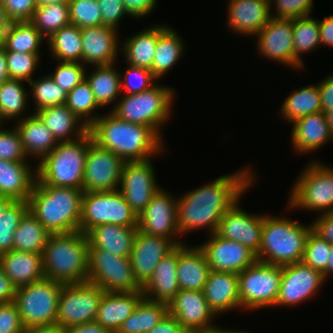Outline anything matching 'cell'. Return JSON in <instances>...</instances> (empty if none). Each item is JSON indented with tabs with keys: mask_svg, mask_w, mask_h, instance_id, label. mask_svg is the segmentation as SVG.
I'll return each mask as SVG.
<instances>
[{
	"mask_svg": "<svg viewBox=\"0 0 333 333\" xmlns=\"http://www.w3.org/2000/svg\"><path fill=\"white\" fill-rule=\"evenodd\" d=\"M167 309L187 333L217 326L213 320L217 315L209 307L203 291L179 290L168 302Z\"/></svg>",
	"mask_w": 333,
	"mask_h": 333,
	"instance_id": "cell-21",
	"label": "cell"
},
{
	"mask_svg": "<svg viewBox=\"0 0 333 333\" xmlns=\"http://www.w3.org/2000/svg\"><path fill=\"white\" fill-rule=\"evenodd\" d=\"M101 15L102 25L119 30V24L125 15L130 16L125 9L123 0H97ZM120 22V23H119Z\"/></svg>",
	"mask_w": 333,
	"mask_h": 333,
	"instance_id": "cell-57",
	"label": "cell"
},
{
	"mask_svg": "<svg viewBox=\"0 0 333 333\" xmlns=\"http://www.w3.org/2000/svg\"><path fill=\"white\" fill-rule=\"evenodd\" d=\"M45 278L64 284L88 279L89 241L82 231L50 234L42 253Z\"/></svg>",
	"mask_w": 333,
	"mask_h": 333,
	"instance_id": "cell-3",
	"label": "cell"
},
{
	"mask_svg": "<svg viewBox=\"0 0 333 333\" xmlns=\"http://www.w3.org/2000/svg\"><path fill=\"white\" fill-rule=\"evenodd\" d=\"M63 333H111L104 327H102L98 322H88L68 328L63 331Z\"/></svg>",
	"mask_w": 333,
	"mask_h": 333,
	"instance_id": "cell-65",
	"label": "cell"
},
{
	"mask_svg": "<svg viewBox=\"0 0 333 333\" xmlns=\"http://www.w3.org/2000/svg\"><path fill=\"white\" fill-rule=\"evenodd\" d=\"M137 227L104 224L92 228L86 235L89 248L105 249L113 255L130 258Z\"/></svg>",
	"mask_w": 333,
	"mask_h": 333,
	"instance_id": "cell-34",
	"label": "cell"
},
{
	"mask_svg": "<svg viewBox=\"0 0 333 333\" xmlns=\"http://www.w3.org/2000/svg\"><path fill=\"white\" fill-rule=\"evenodd\" d=\"M304 167L289 191L285 210L333 212V166L314 160Z\"/></svg>",
	"mask_w": 333,
	"mask_h": 333,
	"instance_id": "cell-8",
	"label": "cell"
},
{
	"mask_svg": "<svg viewBox=\"0 0 333 333\" xmlns=\"http://www.w3.org/2000/svg\"><path fill=\"white\" fill-rule=\"evenodd\" d=\"M89 128L92 140L124 161H143L164 153L163 139L150 127L118 118L110 110Z\"/></svg>",
	"mask_w": 333,
	"mask_h": 333,
	"instance_id": "cell-2",
	"label": "cell"
},
{
	"mask_svg": "<svg viewBox=\"0 0 333 333\" xmlns=\"http://www.w3.org/2000/svg\"><path fill=\"white\" fill-rule=\"evenodd\" d=\"M70 23L79 28L102 25V15L97 0H69Z\"/></svg>",
	"mask_w": 333,
	"mask_h": 333,
	"instance_id": "cell-50",
	"label": "cell"
},
{
	"mask_svg": "<svg viewBox=\"0 0 333 333\" xmlns=\"http://www.w3.org/2000/svg\"><path fill=\"white\" fill-rule=\"evenodd\" d=\"M24 333H63L61 329L56 326L53 327H39V328H27Z\"/></svg>",
	"mask_w": 333,
	"mask_h": 333,
	"instance_id": "cell-68",
	"label": "cell"
},
{
	"mask_svg": "<svg viewBox=\"0 0 333 333\" xmlns=\"http://www.w3.org/2000/svg\"><path fill=\"white\" fill-rule=\"evenodd\" d=\"M157 41L158 24L123 40L120 53L126 58V64L152 71Z\"/></svg>",
	"mask_w": 333,
	"mask_h": 333,
	"instance_id": "cell-36",
	"label": "cell"
},
{
	"mask_svg": "<svg viewBox=\"0 0 333 333\" xmlns=\"http://www.w3.org/2000/svg\"><path fill=\"white\" fill-rule=\"evenodd\" d=\"M1 4L11 22L30 21L37 7L36 0H1Z\"/></svg>",
	"mask_w": 333,
	"mask_h": 333,
	"instance_id": "cell-56",
	"label": "cell"
},
{
	"mask_svg": "<svg viewBox=\"0 0 333 333\" xmlns=\"http://www.w3.org/2000/svg\"><path fill=\"white\" fill-rule=\"evenodd\" d=\"M143 297L142 291L104 292L95 321L109 332L117 333Z\"/></svg>",
	"mask_w": 333,
	"mask_h": 333,
	"instance_id": "cell-30",
	"label": "cell"
},
{
	"mask_svg": "<svg viewBox=\"0 0 333 333\" xmlns=\"http://www.w3.org/2000/svg\"><path fill=\"white\" fill-rule=\"evenodd\" d=\"M119 30L101 25L81 28L82 64L100 66L116 64L121 43ZM117 59V60H116Z\"/></svg>",
	"mask_w": 333,
	"mask_h": 333,
	"instance_id": "cell-23",
	"label": "cell"
},
{
	"mask_svg": "<svg viewBox=\"0 0 333 333\" xmlns=\"http://www.w3.org/2000/svg\"><path fill=\"white\" fill-rule=\"evenodd\" d=\"M321 111V96L316 83L293 90L287 95L280 109V116L291 124L301 117Z\"/></svg>",
	"mask_w": 333,
	"mask_h": 333,
	"instance_id": "cell-38",
	"label": "cell"
},
{
	"mask_svg": "<svg viewBox=\"0 0 333 333\" xmlns=\"http://www.w3.org/2000/svg\"><path fill=\"white\" fill-rule=\"evenodd\" d=\"M24 331L16 304L0 303V333H24Z\"/></svg>",
	"mask_w": 333,
	"mask_h": 333,
	"instance_id": "cell-58",
	"label": "cell"
},
{
	"mask_svg": "<svg viewBox=\"0 0 333 333\" xmlns=\"http://www.w3.org/2000/svg\"><path fill=\"white\" fill-rule=\"evenodd\" d=\"M10 79L7 72L6 50L0 43V84Z\"/></svg>",
	"mask_w": 333,
	"mask_h": 333,
	"instance_id": "cell-66",
	"label": "cell"
},
{
	"mask_svg": "<svg viewBox=\"0 0 333 333\" xmlns=\"http://www.w3.org/2000/svg\"><path fill=\"white\" fill-rule=\"evenodd\" d=\"M326 280L323 274L303 262L282 266V279L276 307H292L316 296Z\"/></svg>",
	"mask_w": 333,
	"mask_h": 333,
	"instance_id": "cell-17",
	"label": "cell"
},
{
	"mask_svg": "<svg viewBox=\"0 0 333 333\" xmlns=\"http://www.w3.org/2000/svg\"><path fill=\"white\" fill-rule=\"evenodd\" d=\"M0 126V159L12 162H29L24 151L20 134L15 127L8 129Z\"/></svg>",
	"mask_w": 333,
	"mask_h": 333,
	"instance_id": "cell-53",
	"label": "cell"
},
{
	"mask_svg": "<svg viewBox=\"0 0 333 333\" xmlns=\"http://www.w3.org/2000/svg\"><path fill=\"white\" fill-rule=\"evenodd\" d=\"M313 2L314 0H269L271 18L295 19L310 16L314 8Z\"/></svg>",
	"mask_w": 333,
	"mask_h": 333,
	"instance_id": "cell-55",
	"label": "cell"
},
{
	"mask_svg": "<svg viewBox=\"0 0 333 333\" xmlns=\"http://www.w3.org/2000/svg\"><path fill=\"white\" fill-rule=\"evenodd\" d=\"M0 267L16 288L45 278L39 253L12 250L0 254Z\"/></svg>",
	"mask_w": 333,
	"mask_h": 333,
	"instance_id": "cell-31",
	"label": "cell"
},
{
	"mask_svg": "<svg viewBox=\"0 0 333 333\" xmlns=\"http://www.w3.org/2000/svg\"><path fill=\"white\" fill-rule=\"evenodd\" d=\"M322 111L333 109V74L318 82Z\"/></svg>",
	"mask_w": 333,
	"mask_h": 333,
	"instance_id": "cell-61",
	"label": "cell"
},
{
	"mask_svg": "<svg viewBox=\"0 0 333 333\" xmlns=\"http://www.w3.org/2000/svg\"><path fill=\"white\" fill-rule=\"evenodd\" d=\"M58 142L73 141L88 132L82 122L65 104L46 107L35 112Z\"/></svg>",
	"mask_w": 333,
	"mask_h": 333,
	"instance_id": "cell-33",
	"label": "cell"
},
{
	"mask_svg": "<svg viewBox=\"0 0 333 333\" xmlns=\"http://www.w3.org/2000/svg\"><path fill=\"white\" fill-rule=\"evenodd\" d=\"M168 313L167 303L142 298L117 333H147Z\"/></svg>",
	"mask_w": 333,
	"mask_h": 333,
	"instance_id": "cell-41",
	"label": "cell"
},
{
	"mask_svg": "<svg viewBox=\"0 0 333 333\" xmlns=\"http://www.w3.org/2000/svg\"><path fill=\"white\" fill-rule=\"evenodd\" d=\"M228 30L242 36L255 37L270 21L269 0H228Z\"/></svg>",
	"mask_w": 333,
	"mask_h": 333,
	"instance_id": "cell-24",
	"label": "cell"
},
{
	"mask_svg": "<svg viewBox=\"0 0 333 333\" xmlns=\"http://www.w3.org/2000/svg\"><path fill=\"white\" fill-rule=\"evenodd\" d=\"M49 236L47 229L28 210L14 233V250L42 254Z\"/></svg>",
	"mask_w": 333,
	"mask_h": 333,
	"instance_id": "cell-43",
	"label": "cell"
},
{
	"mask_svg": "<svg viewBox=\"0 0 333 333\" xmlns=\"http://www.w3.org/2000/svg\"><path fill=\"white\" fill-rule=\"evenodd\" d=\"M205 241L198 245L206 255L210 270L239 274L257 261L256 254L249 248L216 233Z\"/></svg>",
	"mask_w": 333,
	"mask_h": 333,
	"instance_id": "cell-20",
	"label": "cell"
},
{
	"mask_svg": "<svg viewBox=\"0 0 333 333\" xmlns=\"http://www.w3.org/2000/svg\"><path fill=\"white\" fill-rule=\"evenodd\" d=\"M104 224L138 227V216L118 190L83 192L79 230L87 234Z\"/></svg>",
	"mask_w": 333,
	"mask_h": 333,
	"instance_id": "cell-10",
	"label": "cell"
},
{
	"mask_svg": "<svg viewBox=\"0 0 333 333\" xmlns=\"http://www.w3.org/2000/svg\"><path fill=\"white\" fill-rule=\"evenodd\" d=\"M25 82L21 79H8L0 85V122L2 124L10 119L14 123L16 120H23L26 117L25 114H28L25 111L28 110L31 100L29 91L24 86Z\"/></svg>",
	"mask_w": 333,
	"mask_h": 333,
	"instance_id": "cell-39",
	"label": "cell"
},
{
	"mask_svg": "<svg viewBox=\"0 0 333 333\" xmlns=\"http://www.w3.org/2000/svg\"><path fill=\"white\" fill-rule=\"evenodd\" d=\"M82 194L80 189L36 182L27 202L50 234L71 233L79 231Z\"/></svg>",
	"mask_w": 333,
	"mask_h": 333,
	"instance_id": "cell-4",
	"label": "cell"
},
{
	"mask_svg": "<svg viewBox=\"0 0 333 333\" xmlns=\"http://www.w3.org/2000/svg\"><path fill=\"white\" fill-rule=\"evenodd\" d=\"M45 38L70 24L68 3L37 5L29 21Z\"/></svg>",
	"mask_w": 333,
	"mask_h": 333,
	"instance_id": "cell-44",
	"label": "cell"
},
{
	"mask_svg": "<svg viewBox=\"0 0 333 333\" xmlns=\"http://www.w3.org/2000/svg\"><path fill=\"white\" fill-rule=\"evenodd\" d=\"M30 97L34 102V110L36 111L52 106L64 105L67 99V93L59 87L55 81L46 73L45 76H39L28 83Z\"/></svg>",
	"mask_w": 333,
	"mask_h": 333,
	"instance_id": "cell-47",
	"label": "cell"
},
{
	"mask_svg": "<svg viewBox=\"0 0 333 333\" xmlns=\"http://www.w3.org/2000/svg\"><path fill=\"white\" fill-rule=\"evenodd\" d=\"M37 5L51 4V3H69V0H36Z\"/></svg>",
	"mask_w": 333,
	"mask_h": 333,
	"instance_id": "cell-73",
	"label": "cell"
},
{
	"mask_svg": "<svg viewBox=\"0 0 333 333\" xmlns=\"http://www.w3.org/2000/svg\"><path fill=\"white\" fill-rule=\"evenodd\" d=\"M293 41L294 57L304 66L301 55L321 47L318 19L310 16L293 19Z\"/></svg>",
	"mask_w": 333,
	"mask_h": 333,
	"instance_id": "cell-46",
	"label": "cell"
},
{
	"mask_svg": "<svg viewBox=\"0 0 333 333\" xmlns=\"http://www.w3.org/2000/svg\"><path fill=\"white\" fill-rule=\"evenodd\" d=\"M179 35L169 25H158V41L151 72L159 81L184 54L186 46Z\"/></svg>",
	"mask_w": 333,
	"mask_h": 333,
	"instance_id": "cell-35",
	"label": "cell"
},
{
	"mask_svg": "<svg viewBox=\"0 0 333 333\" xmlns=\"http://www.w3.org/2000/svg\"><path fill=\"white\" fill-rule=\"evenodd\" d=\"M238 333H248V332H246V331H241V330H240Z\"/></svg>",
	"mask_w": 333,
	"mask_h": 333,
	"instance_id": "cell-74",
	"label": "cell"
},
{
	"mask_svg": "<svg viewBox=\"0 0 333 333\" xmlns=\"http://www.w3.org/2000/svg\"><path fill=\"white\" fill-rule=\"evenodd\" d=\"M103 294L99 286L87 281L62 285L55 326L64 331L95 321Z\"/></svg>",
	"mask_w": 333,
	"mask_h": 333,
	"instance_id": "cell-13",
	"label": "cell"
},
{
	"mask_svg": "<svg viewBox=\"0 0 333 333\" xmlns=\"http://www.w3.org/2000/svg\"><path fill=\"white\" fill-rule=\"evenodd\" d=\"M13 202L11 198L0 196V215L3 214L5 209Z\"/></svg>",
	"mask_w": 333,
	"mask_h": 333,
	"instance_id": "cell-71",
	"label": "cell"
},
{
	"mask_svg": "<svg viewBox=\"0 0 333 333\" xmlns=\"http://www.w3.org/2000/svg\"><path fill=\"white\" fill-rule=\"evenodd\" d=\"M333 274V245H331V249H330V255L328 257V262H327V266H326V270L323 273V277L327 282V279H329V277H332Z\"/></svg>",
	"mask_w": 333,
	"mask_h": 333,
	"instance_id": "cell-69",
	"label": "cell"
},
{
	"mask_svg": "<svg viewBox=\"0 0 333 333\" xmlns=\"http://www.w3.org/2000/svg\"><path fill=\"white\" fill-rule=\"evenodd\" d=\"M46 38L29 22H11L2 37L6 51L41 54L40 47Z\"/></svg>",
	"mask_w": 333,
	"mask_h": 333,
	"instance_id": "cell-42",
	"label": "cell"
},
{
	"mask_svg": "<svg viewBox=\"0 0 333 333\" xmlns=\"http://www.w3.org/2000/svg\"><path fill=\"white\" fill-rule=\"evenodd\" d=\"M299 222L288 217L264 214L257 260L280 266L302 262L312 224Z\"/></svg>",
	"mask_w": 333,
	"mask_h": 333,
	"instance_id": "cell-5",
	"label": "cell"
},
{
	"mask_svg": "<svg viewBox=\"0 0 333 333\" xmlns=\"http://www.w3.org/2000/svg\"><path fill=\"white\" fill-rule=\"evenodd\" d=\"M41 54L6 51L7 72L10 79H21L29 83L38 69Z\"/></svg>",
	"mask_w": 333,
	"mask_h": 333,
	"instance_id": "cell-49",
	"label": "cell"
},
{
	"mask_svg": "<svg viewBox=\"0 0 333 333\" xmlns=\"http://www.w3.org/2000/svg\"><path fill=\"white\" fill-rule=\"evenodd\" d=\"M127 70L121 74L122 94H137L154 86L158 79L151 71L126 64Z\"/></svg>",
	"mask_w": 333,
	"mask_h": 333,
	"instance_id": "cell-52",
	"label": "cell"
},
{
	"mask_svg": "<svg viewBox=\"0 0 333 333\" xmlns=\"http://www.w3.org/2000/svg\"><path fill=\"white\" fill-rule=\"evenodd\" d=\"M17 288L0 267V303L14 302Z\"/></svg>",
	"mask_w": 333,
	"mask_h": 333,
	"instance_id": "cell-63",
	"label": "cell"
},
{
	"mask_svg": "<svg viewBox=\"0 0 333 333\" xmlns=\"http://www.w3.org/2000/svg\"><path fill=\"white\" fill-rule=\"evenodd\" d=\"M325 114H326V117H327V120H328L330 131H331L332 136H333V109L327 110L325 112Z\"/></svg>",
	"mask_w": 333,
	"mask_h": 333,
	"instance_id": "cell-72",
	"label": "cell"
},
{
	"mask_svg": "<svg viewBox=\"0 0 333 333\" xmlns=\"http://www.w3.org/2000/svg\"><path fill=\"white\" fill-rule=\"evenodd\" d=\"M58 62L50 77L66 93L70 92L76 85L85 80L86 66L79 62Z\"/></svg>",
	"mask_w": 333,
	"mask_h": 333,
	"instance_id": "cell-54",
	"label": "cell"
},
{
	"mask_svg": "<svg viewBox=\"0 0 333 333\" xmlns=\"http://www.w3.org/2000/svg\"><path fill=\"white\" fill-rule=\"evenodd\" d=\"M311 224L317 234L333 245V212L318 214Z\"/></svg>",
	"mask_w": 333,
	"mask_h": 333,
	"instance_id": "cell-60",
	"label": "cell"
},
{
	"mask_svg": "<svg viewBox=\"0 0 333 333\" xmlns=\"http://www.w3.org/2000/svg\"><path fill=\"white\" fill-rule=\"evenodd\" d=\"M13 125L20 134L28 158H34L40 162L59 143L35 113H29L23 120H18Z\"/></svg>",
	"mask_w": 333,
	"mask_h": 333,
	"instance_id": "cell-32",
	"label": "cell"
},
{
	"mask_svg": "<svg viewBox=\"0 0 333 333\" xmlns=\"http://www.w3.org/2000/svg\"><path fill=\"white\" fill-rule=\"evenodd\" d=\"M28 210L27 201H13L0 215V254L14 250V233Z\"/></svg>",
	"mask_w": 333,
	"mask_h": 333,
	"instance_id": "cell-48",
	"label": "cell"
},
{
	"mask_svg": "<svg viewBox=\"0 0 333 333\" xmlns=\"http://www.w3.org/2000/svg\"><path fill=\"white\" fill-rule=\"evenodd\" d=\"M125 161L93 140L87 150L83 192L118 190Z\"/></svg>",
	"mask_w": 333,
	"mask_h": 333,
	"instance_id": "cell-16",
	"label": "cell"
},
{
	"mask_svg": "<svg viewBox=\"0 0 333 333\" xmlns=\"http://www.w3.org/2000/svg\"><path fill=\"white\" fill-rule=\"evenodd\" d=\"M203 293L216 315L240 309L238 274L210 270Z\"/></svg>",
	"mask_w": 333,
	"mask_h": 333,
	"instance_id": "cell-26",
	"label": "cell"
},
{
	"mask_svg": "<svg viewBox=\"0 0 333 333\" xmlns=\"http://www.w3.org/2000/svg\"><path fill=\"white\" fill-rule=\"evenodd\" d=\"M177 215V195L160 188L138 215L137 229L147 235L168 238L175 245L186 243L179 237Z\"/></svg>",
	"mask_w": 333,
	"mask_h": 333,
	"instance_id": "cell-14",
	"label": "cell"
},
{
	"mask_svg": "<svg viewBox=\"0 0 333 333\" xmlns=\"http://www.w3.org/2000/svg\"><path fill=\"white\" fill-rule=\"evenodd\" d=\"M176 245L168 238L147 235L137 229L130 261L137 282L143 287L152 277L160 260Z\"/></svg>",
	"mask_w": 333,
	"mask_h": 333,
	"instance_id": "cell-22",
	"label": "cell"
},
{
	"mask_svg": "<svg viewBox=\"0 0 333 333\" xmlns=\"http://www.w3.org/2000/svg\"><path fill=\"white\" fill-rule=\"evenodd\" d=\"M240 200L241 198L223 215L216 234L241 243L257 255L261 245L264 214L245 212L240 206Z\"/></svg>",
	"mask_w": 333,
	"mask_h": 333,
	"instance_id": "cell-19",
	"label": "cell"
},
{
	"mask_svg": "<svg viewBox=\"0 0 333 333\" xmlns=\"http://www.w3.org/2000/svg\"><path fill=\"white\" fill-rule=\"evenodd\" d=\"M240 309L275 307L282 279V266L256 261L238 274Z\"/></svg>",
	"mask_w": 333,
	"mask_h": 333,
	"instance_id": "cell-11",
	"label": "cell"
},
{
	"mask_svg": "<svg viewBox=\"0 0 333 333\" xmlns=\"http://www.w3.org/2000/svg\"><path fill=\"white\" fill-rule=\"evenodd\" d=\"M155 173L152 158L124 163L118 191L137 216L161 188L156 181Z\"/></svg>",
	"mask_w": 333,
	"mask_h": 333,
	"instance_id": "cell-15",
	"label": "cell"
},
{
	"mask_svg": "<svg viewBox=\"0 0 333 333\" xmlns=\"http://www.w3.org/2000/svg\"><path fill=\"white\" fill-rule=\"evenodd\" d=\"M175 92L171 86L156 83L137 94H121L123 96L110 111L124 121L152 128L163 139L161 128L174 113Z\"/></svg>",
	"mask_w": 333,
	"mask_h": 333,
	"instance_id": "cell-7",
	"label": "cell"
},
{
	"mask_svg": "<svg viewBox=\"0 0 333 333\" xmlns=\"http://www.w3.org/2000/svg\"><path fill=\"white\" fill-rule=\"evenodd\" d=\"M255 175L251 167H243L178 197L180 236L203 228L208 229V235L216 233L223 215L254 185Z\"/></svg>",
	"mask_w": 333,
	"mask_h": 333,
	"instance_id": "cell-1",
	"label": "cell"
},
{
	"mask_svg": "<svg viewBox=\"0 0 333 333\" xmlns=\"http://www.w3.org/2000/svg\"><path fill=\"white\" fill-rule=\"evenodd\" d=\"M89 131L82 137L59 142L55 149L35 166L36 182L55 187H72L83 190L84 167L89 143Z\"/></svg>",
	"mask_w": 333,
	"mask_h": 333,
	"instance_id": "cell-6",
	"label": "cell"
},
{
	"mask_svg": "<svg viewBox=\"0 0 333 333\" xmlns=\"http://www.w3.org/2000/svg\"><path fill=\"white\" fill-rule=\"evenodd\" d=\"M11 21L7 18L5 9L2 4H0V43L2 41V37L7 32Z\"/></svg>",
	"mask_w": 333,
	"mask_h": 333,
	"instance_id": "cell-67",
	"label": "cell"
},
{
	"mask_svg": "<svg viewBox=\"0 0 333 333\" xmlns=\"http://www.w3.org/2000/svg\"><path fill=\"white\" fill-rule=\"evenodd\" d=\"M259 55L298 71L304 66L294 57L293 19L271 18L255 36Z\"/></svg>",
	"mask_w": 333,
	"mask_h": 333,
	"instance_id": "cell-18",
	"label": "cell"
},
{
	"mask_svg": "<svg viewBox=\"0 0 333 333\" xmlns=\"http://www.w3.org/2000/svg\"><path fill=\"white\" fill-rule=\"evenodd\" d=\"M87 282L99 286L104 292L142 291L130 258L113 255L101 248H89Z\"/></svg>",
	"mask_w": 333,
	"mask_h": 333,
	"instance_id": "cell-12",
	"label": "cell"
},
{
	"mask_svg": "<svg viewBox=\"0 0 333 333\" xmlns=\"http://www.w3.org/2000/svg\"><path fill=\"white\" fill-rule=\"evenodd\" d=\"M330 249L331 244L311 229L302 262L323 274L326 270Z\"/></svg>",
	"mask_w": 333,
	"mask_h": 333,
	"instance_id": "cell-51",
	"label": "cell"
},
{
	"mask_svg": "<svg viewBox=\"0 0 333 333\" xmlns=\"http://www.w3.org/2000/svg\"><path fill=\"white\" fill-rule=\"evenodd\" d=\"M30 164L0 159V196L13 201L28 200L37 180V168Z\"/></svg>",
	"mask_w": 333,
	"mask_h": 333,
	"instance_id": "cell-29",
	"label": "cell"
},
{
	"mask_svg": "<svg viewBox=\"0 0 333 333\" xmlns=\"http://www.w3.org/2000/svg\"><path fill=\"white\" fill-rule=\"evenodd\" d=\"M61 288L48 278L17 288L14 303L25 329L55 326Z\"/></svg>",
	"mask_w": 333,
	"mask_h": 333,
	"instance_id": "cell-9",
	"label": "cell"
},
{
	"mask_svg": "<svg viewBox=\"0 0 333 333\" xmlns=\"http://www.w3.org/2000/svg\"><path fill=\"white\" fill-rule=\"evenodd\" d=\"M46 43L55 61L82 63L81 28L74 24L70 23L53 33Z\"/></svg>",
	"mask_w": 333,
	"mask_h": 333,
	"instance_id": "cell-40",
	"label": "cell"
},
{
	"mask_svg": "<svg viewBox=\"0 0 333 333\" xmlns=\"http://www.w3.org/2000/svg\"><path fill=\"white\" fill-rule=\"evenodd\" d=\"M65 105L88 127L101 116L96 114V110L102 108L96 102L86 79L67 93Z\"/></svg>",
	"mask_w": 333,
	"mask_h": 333,
	"instance_id": "cell-45",
	"label": "cell"
},
{
	"mask_svg": "<svg viewBox=\"0 0 333 333\" xmlns=\"http://www.w3.org/2000/svg\"><path fill=\"white\" fill-rule=\"evenodd\" d=\"M177 263L178 245L160 260L152 277L142 287L144 298L168 304L180 290Z\"/></svg>",
	"mask_w": 333,
	"mask_h": 333,
	"instance_id": "cell-27",
	"label": "cell"
},
{
	"mask_svg": "<svg viewBox=\"0 0 333 333\" xmlns=\"http://www.w3.org/2000/svg\"><path fill=\"white\" fill-rule=\"evenodd\" d=\"M210 267L199 245H178L177 278L180 290L203 291Z\"/></svg>",
	"mask_w": 333,
	"mask_h": 333,
	"instance_id": "cell-28",
	"label": "cell"
},
{
	"mask_svg": "<svg viewBox=\"0 0 333 333\" xmlns=\"http://www.w3.org/2000/svg\"><path fill=\"white\" fill-rule=\"evenodd\" d=\"M114 65L94 66L91 72L85 73V79L91 87L96 102L103 109L111 104L114 105L111 107L113 109L116 105L114 103L119 100L117 98H120L122 93L121 73Z\"/></svg>",
	"mask_w": 333,
	"mask_h": 333,
	"instance_id": "cell-37",
	"label": "cell"
},
{
	"mask_svg": "<svg viewBox=\"0 0 333 333\" xmlns=\"http://www.w3.org/2000/svg\"><path fill=\"white\" fill-rule=\"evenodd\" d=\"M147 333H187L175 317L166 314L150 331Z\"/></svg>",
	"mask_w": 333,
	"mask_h": 333,
	"instance_id": "cell-62",
	"label": "cell"
},
{
	"mask_svg": "<svg viewBox=\"0 0 333 333\" xmlns=\"http://www.w3.org/2000/svg\"><path fill=\"white\" fill-rule=\"evenodd\" d=\"M158 0H123L125 9L130 17L138 20L151 14L157 8Z\"/></svg>",
	"mask_w": 333,
	"mask_h": 333,
	"instance_id": "cell-59",
	"label": "cell"
},
{
	"mask_svg": "<svg viewBox=\"0 0 333 333\" xmlns=\"http://www.w3.org/2000/svg\"><path fill=\"white\" fill-rule=\"evenodd\" d=\"M240 330H232V329H223L218 326H216L215 328L212 329H208V330H201V331H193V332H188V333H238Z\"/></svg>",
	"mask_w": 333,
	"mask_h": 333,
	"instance_id": "cell-70",
	"label": "cell"
},
{
	"mask_svg": "<svg viewBox=\"0 0 333 333\" xmlns=\"http://www.w3.org/2000/svg\"><path fill=\"white\" fill-rule=\"evenodd\" d=\"M291 124L293 125L291 142L297 154L312 153L333 141L328 120L323 111L301 117Z\"/></svg>",
	"mask_w": 333,
	"mask_h": 333,
	"instance_id": "cell-25",
	"label": "cell"
},
{
	"mask_svg": "<svg viewBox=\"0 0 333 333\" xmlns=\"http://www.w3.org/2000/svg\"><path fill=\"white\" fill-rule=\"evenodd\" d=\"M319 22L321 46H333V15H329Z\"/></svg>",
	"mask_w": 333,
	"mask_h": 333,
	"instance_id": "cell-64",
	"label": "cell"
}]
</instances>
